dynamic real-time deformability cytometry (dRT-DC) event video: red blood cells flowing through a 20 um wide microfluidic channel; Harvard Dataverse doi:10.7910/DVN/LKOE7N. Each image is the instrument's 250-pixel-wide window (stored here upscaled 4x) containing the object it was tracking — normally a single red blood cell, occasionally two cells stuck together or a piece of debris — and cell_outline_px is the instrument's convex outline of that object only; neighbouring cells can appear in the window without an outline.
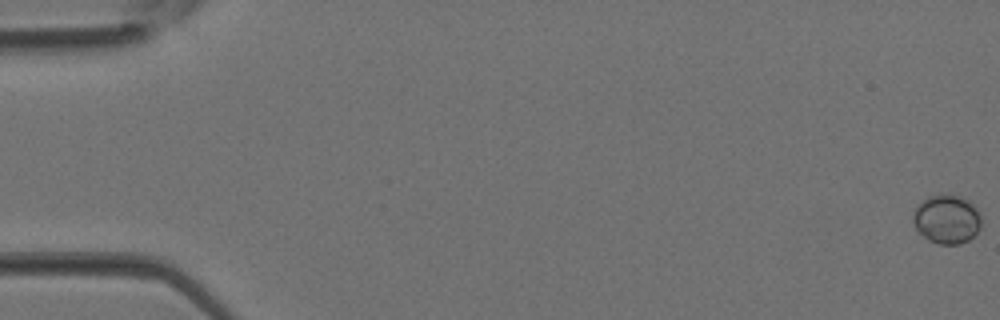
{"species": "Egyptian fruit bat (a non-hibernating species)", "species_latin": "Rousettus aegyptiacus", "temperature_condition": "room temperature", "stored_images_in_passage": 2, "camera_frame_rate_fps": 3000, "um_per_image_px": 0.085, "animal": {"sex": "female"}, "frame": {"image": 1, "passage_image": 1, "time_ms": 0.0, "image_size_px": [1000, 320], "cell_outline_px": [[980, 228], [968, 240], [960, 244], [940, 244], [928, 240], [916, 228], [912, 220], [912, 216], [916, 204], [920, 200], [928, 196], [960, 196], [968, 200], [976, 208], [980, 216]], "centroid_in_image_um": [80.44, 18.64], "position_along_channel_um": 4.6, "area_um2": 19.25}}